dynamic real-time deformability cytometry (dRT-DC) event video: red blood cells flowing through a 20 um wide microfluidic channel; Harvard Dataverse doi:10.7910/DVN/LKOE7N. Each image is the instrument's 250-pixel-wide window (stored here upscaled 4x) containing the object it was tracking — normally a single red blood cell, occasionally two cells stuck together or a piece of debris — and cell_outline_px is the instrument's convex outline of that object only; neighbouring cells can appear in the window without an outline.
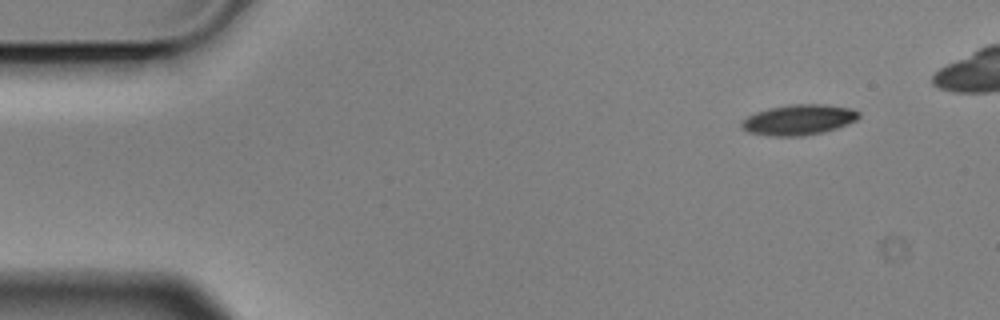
{"species": "Egyptian fruit bat (a non-hibernating species)", "species_latin": "Rousettus aegyptiacus", "temperature_condition": "cold", "stored_images_in_passage": 5, "camera_frame_rate_fps": 3000, "um_per_image_px": 0.085, "animal": {"sex": "male"}, "frame": {"image": 1, "passage_image": 1, "time_ms": 0.0, "image_size_px": [1000, 320], "cell_outline_px": [[860, 116], [856, 120], [848, 124], [824, 132], [800, 136], [772, 136], [748, 132], [740, 124], [748, 116], [756, 112], [768, 108], [788, 104], [824, 104], [852, 108], [860, 112]], "centroid_in_image_um": [67.92, 10.17], "position_along_channel_um": 17.1, "area_um2": 20.81}}